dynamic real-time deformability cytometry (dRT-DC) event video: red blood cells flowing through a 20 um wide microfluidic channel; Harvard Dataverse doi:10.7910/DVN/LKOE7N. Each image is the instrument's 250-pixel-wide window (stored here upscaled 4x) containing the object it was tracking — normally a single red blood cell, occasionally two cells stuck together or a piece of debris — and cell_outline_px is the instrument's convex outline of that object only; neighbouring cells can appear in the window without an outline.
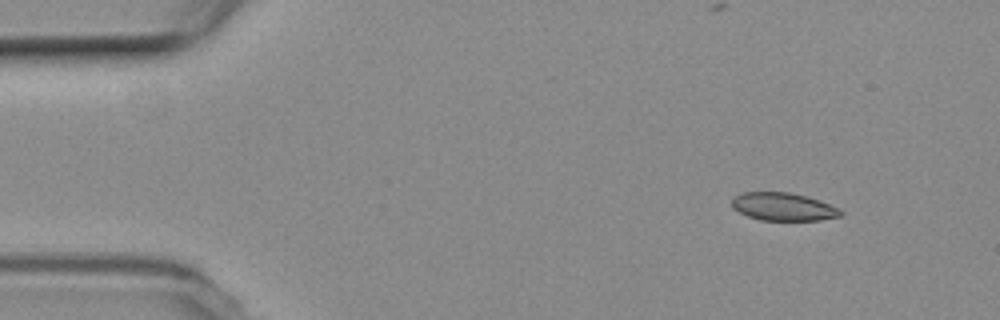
{"species": "common noctule bat (a hibernating species)", "species_latin": "Nyctalus noctula", "temperature_condition": "room temperature", "stored_images_in_passage": 50, "camera_frame_rate_fps": 3000, "um_per_image_px": 0.085, "animal": {"sex": "female", "body_mass_g": 19.3, "forearm_length_mm": 54.1}, "frame": {"image": 1, "passage_image": 1, "time_ms": 0.0, "image_size_px": [1000, 320], "cell_outline_px": [[844, 212], [840, 216], [820, 220], [760, 220], [748, 216], [732, 208], [732, 196], [740, 192], [788, 192], [820, 200], [840, 208]], "centroid_in_image_um": [66.56, 17.56], "position_along_channel_um": 18.4, "area_um2": 17.8}}
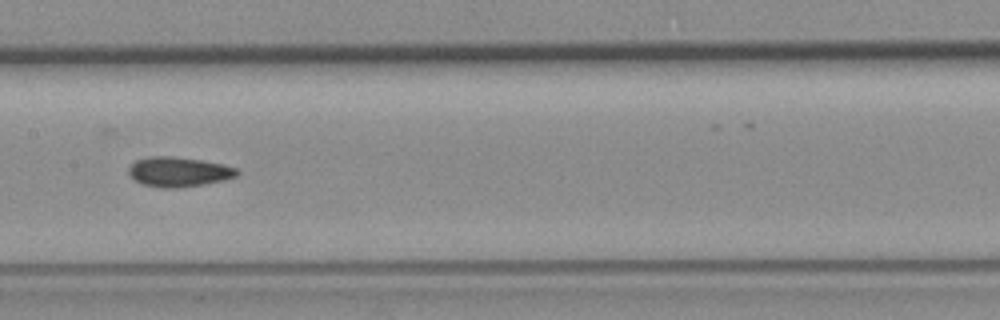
{"frame": {"image": 2, "passage_image": 22, "time_ms": 7.0, "image_size_px": [1000, 320], "cell_outline_px": [[240, 172], [236, 176], [224, 180], [204, 184], [180, 188], [160, 188], [140, 184], [128, 172], [128, 168], [136, 160], [148, 156], [172, 156], [200, 160], [224, 164], [236, 168]], "centroid_in_image_um": [15.18, 14.61], "position_along_channel_um": 192.2, "area_um2": 18.9}}
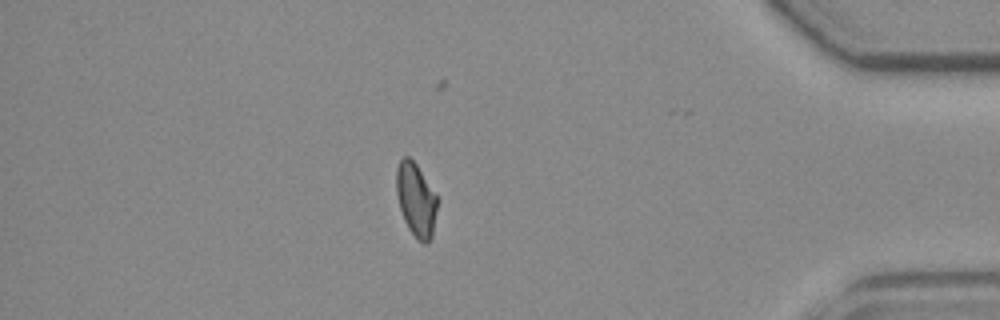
{"frame": {"image": 3, "passage_image": 42, "time_ms": 13.667, "image_size_px": [1000, 320], "cell_outline_px": [[440, 200], [432, 236], [428, 244], [424, 244], [416, 240], [408, 228], [404, 220], [400, 208], [396, 192], [396, 168], [400, 160], [404, 156], [408, 156], [416, 164]], "centroid_in_image_um": [35.39, 17.02], "position_along_channel_um": 399.8, "area_um2": 17.92}, "authors_computed_cell_mechanics": {"area_um2": 18.3226, "velocity_mm_per_s": 3.7641, "shape_relaxation_time_tau1_ms": null, "shape_relaxation_time_tau2_ms": 2.2627, "deformation_change_tau1": null, "deformation_change_tau2": 0.0576}}